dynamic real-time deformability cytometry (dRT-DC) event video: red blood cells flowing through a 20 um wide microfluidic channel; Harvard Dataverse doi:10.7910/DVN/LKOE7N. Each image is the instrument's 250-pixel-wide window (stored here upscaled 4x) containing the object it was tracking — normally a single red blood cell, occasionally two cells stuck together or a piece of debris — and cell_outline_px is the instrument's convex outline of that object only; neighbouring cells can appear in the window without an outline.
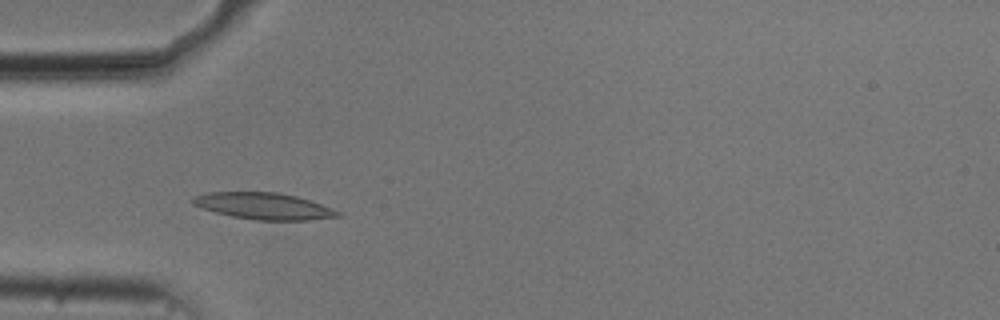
{"species": "common noctule bat (a hibernating species)", "species_latin": "Nyctalus noctula", "temperature_condition": "cold", "stored_images_in_passage": 53, "camera_frame_rate_fps": 3000, "um_per_image_px": 0.085, "animal": {"sex": "male", "body_mass_g": 20.5, "forearm_length_mm": 52.5}, "frame": {"image": 1, "passage_image": 15, "time_ms": 4.667, "image_size_px": [1000, 320], "cell_outline_px": [[344, 216], [308, 220], [256, 220], [232, 216], [216, 212], [192, 204], [188, 200], [192, 196], [208, 192], [276, 192], [296, 196], [320, 204], [340, 212]], "centroid_in_image_um": [22.38, 17.51], "position_along_channel_um": 62.6, "area_um2": 22.37}}
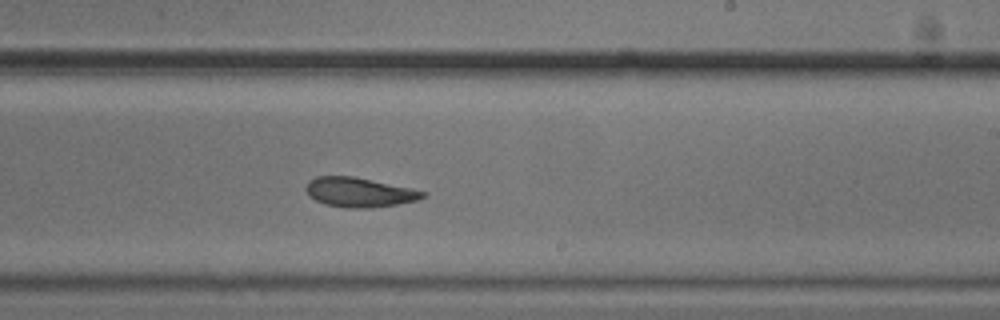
{"frame": {"image": 2, "passage_image": 31, "time_ms": 10.0, "image_size_px": [1000, 320], "cell_outline_px": [[424, 196], [420, 200], [396, 204], [368, 208], [348, 208], [324, 204], [308, 196], [304, 188], [308, 180], [316, 176], [352, 176], [412, 188], [424, 192]], "centroid_in_image_um": [30.48, 16.34], "position_along_channel_um": 258.5, "area_um2": 20.11}}
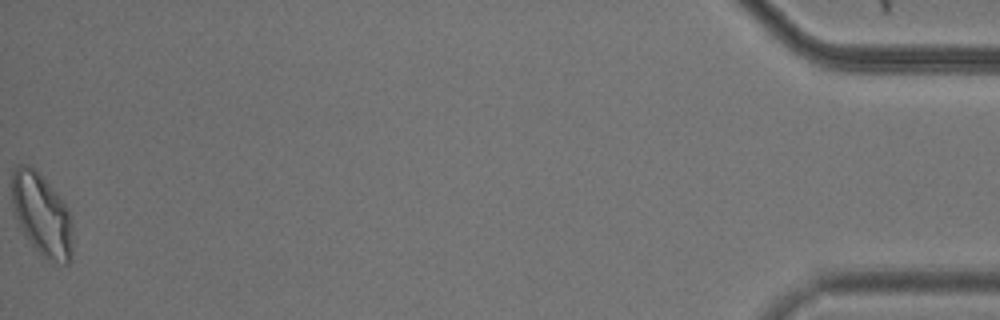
{"frame": {"image": 3, "passage_image": 53, "time_ms": 17.333, "image_size_px": [1000, 320], "cell_outline_px": [[72, 260], [68, 264], [64, 264], [48, 260], [24, 236], [20, 228], [12, 208], [12, 172], [16, 164], [32, 164], [56, 192], [68, 208], [72, 216]], "centroid_in_image_um": [3.56, 18.22], "position_along_channel_um": 431.6, "area_um2": 29.65}, "authors_computed_cell_mechanics": {"area_um2": 21.1548, "velocity_mm_per_s": 3.6938, "shape_relaxation_time_tau1_ms": 4.1612, "shape_relaxation_time_tau2_ms": 3.0281, "deformation_change_tau1": 0.131, "deformation_change_tau2": 0.0988}}